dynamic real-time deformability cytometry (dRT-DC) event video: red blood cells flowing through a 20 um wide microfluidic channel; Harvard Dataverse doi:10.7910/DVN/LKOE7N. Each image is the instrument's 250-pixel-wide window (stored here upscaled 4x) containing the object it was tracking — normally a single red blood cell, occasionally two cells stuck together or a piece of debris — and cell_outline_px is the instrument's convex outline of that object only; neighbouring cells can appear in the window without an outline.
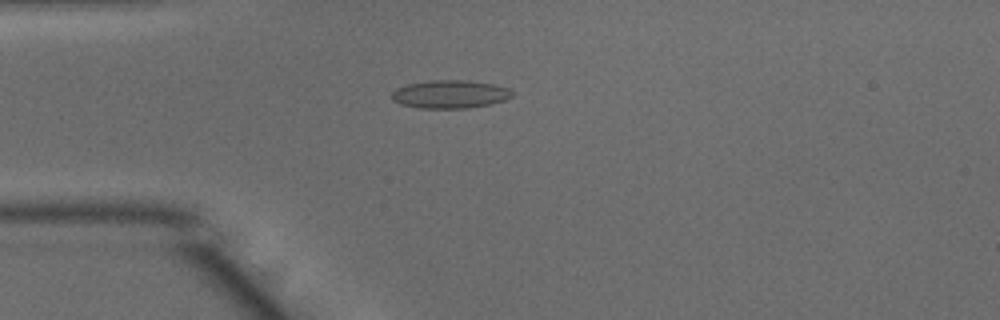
{"species": "common noctule bat (a hibernating species)", "species_latin": "Nyctalus noctula", "temperature_condition": "warm", "stored_images_in_passage": 50, "camera_frame_rate_fps": 3000, "um_per_image_px": 0.085, "animal": {"sex": "male", "body_mass_g": 15.6}, "frame": {"image": 1, "passage_image": 13, "time_ms": 4.0, "image_size_px": [1000, 320], "cell_outline_px": [[512, 96], [504, 100], [488, 104], [468, 108], [420, 108], [400, 104], [392, 100], [392, 92], [396, 88], [408, 84], [432, 80], [464, 80], [492, 84], [508, 88], [512, 92]], "centroid_in_image_um": [38.22, 8.01], "position_along_channel_um": 46.8, "area_um2": 19.54}}
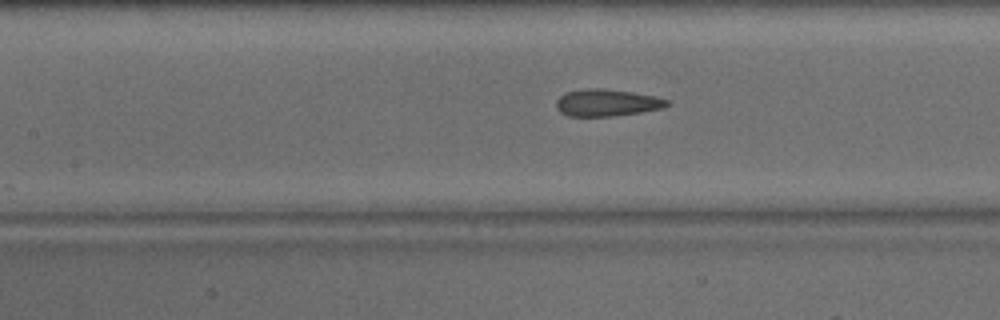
{"frame": {"image": 2, "passage_image": 22, "time_ms": 7.0, "image_size_px": [1000, 320], "cell_outline_px": [[672, 104], [664, 108], [640, 112], [612, 116], [568, 116], [560, 112], [556, 108], [556, 100], [560, 96], [568, 92], [584, 88], [600, 88], [632, 92], [656, 96], [672, 100]], "centroid_in_image_um": [51.64, 8.73], "position_along_channel_um": 155.8, "area_um2": 17.63}}
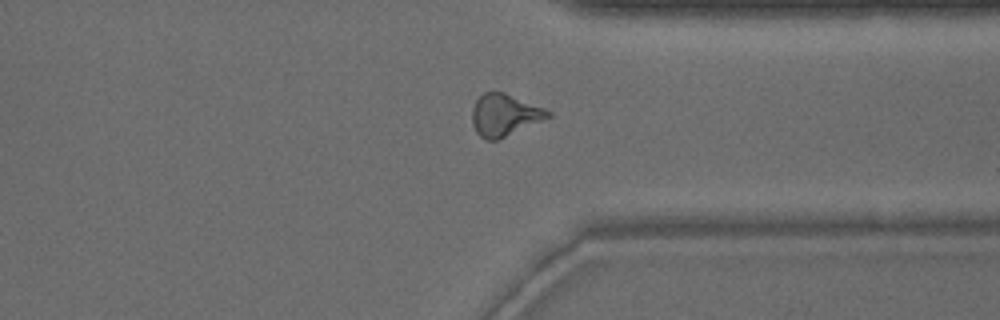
{"frame": {"image": 3, "passage_image": 38, "time_ms": 12.333, "image_size_px": [1000, 320], "cell_outline_px": [[552, 116], [496, 140], [484, 140], [476, 132], [472, 124], [472, 108], [476, 100], [484, 92], [504, 92], [544, 108], [552, 112]], "centroid_in_image_um": [42.86, 9.77], "position_along_channel_um": 368.5, "area_um2": 18.38}, "authors_computed_cell_mechanics": {"area_um2": 18.1492, "velocity_mm_per_s": 4.0192, "shape_relaxation_time_tau1_ms": null, "shape_relaxation_time_tau2_ms": 1.3748, "deformation_change_tau1": null, "deformation_change_tau2": 0.0957}}